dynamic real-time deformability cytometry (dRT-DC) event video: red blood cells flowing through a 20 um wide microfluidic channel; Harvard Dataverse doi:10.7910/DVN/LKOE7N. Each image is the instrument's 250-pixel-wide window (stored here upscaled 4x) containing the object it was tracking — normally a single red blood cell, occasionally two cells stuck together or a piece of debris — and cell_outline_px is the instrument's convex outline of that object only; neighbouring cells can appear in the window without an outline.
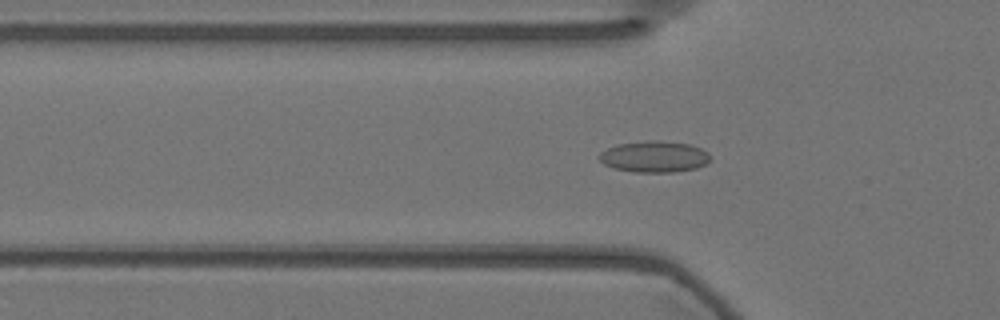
{"species": "Egyptian fruit bat (a non-hibernating species)", "species_latin": "Rousettus aegyptiacus", "temperature_condition": "warm", "stored_images_in_passage": 56, "camera_frame_rate_fps": 3000, "um_per_image_px": 0.085, "animal": {"sex": "female"}, "frame": {"image": 1, "passage_image": 18, "time_ms": 5.667, "image_size_px": [1000, 320], "cell_outline_px": [[708, 160], [704, 164], [696, 168], [672, 172], [632, 172], [612, 168], [604, 164], [600, 160], [600, 152], [616, 144], [652, 140], [656, 140], [688, 144], [700, 148], [708, 152]], "centroid_in_image_um": [55.57, 13.32], "position_along_channel_um": 70.2, "area_um2": 20.06}}
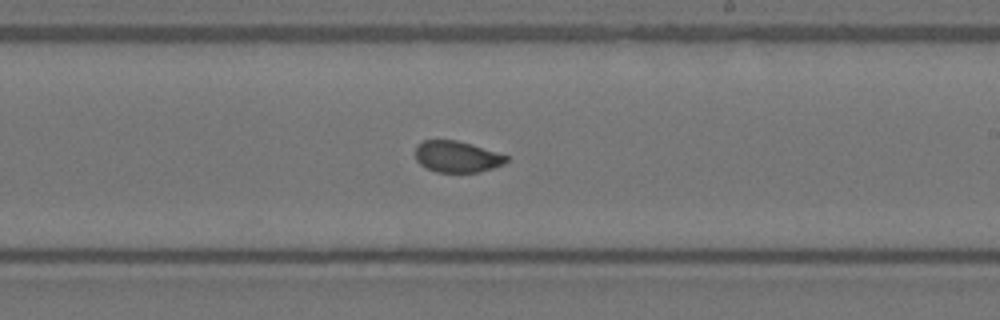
{"frame": {"image": 2, "passage_image": 33, "time_ms": 10.667, "image_size_px": [1000, 320], "cell_outline_px": [[508, 160], [504, 164], [480, 172], [436, 172], [424, 168], [416, 160], [416, 144], [424, 140], [456, 140], [472, 144], [508, 156]], "centroid_in_image_um": [38.82, 13.32], "position_along_channel_um": 250.2, "area_um2": 16.7}}
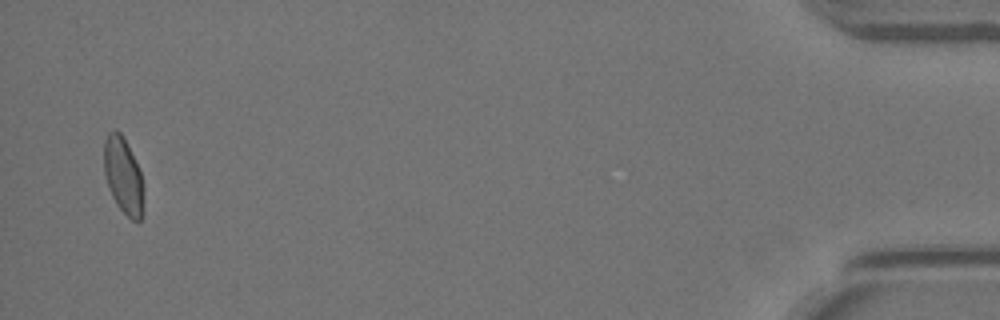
{"frame": {"image": 3, "passage_image": 55, "time_ms": 18.0, "image_size_px": [1000, 320], "cell_outline_px": [[144, 192], [140, 220], [132, 220], [116, 204], [112, 196], [104, 172], [104, 140], [108, 132], [112, 128], [116, 128], [120, 132], [140, 172], [144, 184]], "centroid_in_image_um": [10.46, 14.9], "position_along_channel_um": 424.7, "area_um2": 17.34}, "authors_computed_cell_mechanics": {"area_um2": 17.8891, "velocity_mm_per_s": 3.5793, "shape_relaxation_time_tau1_ms": 5.1703, "shape_relaxation_time_tau2_ms": 0.9095, "deformation_change_tau1": 0.1089, "deformation_change_tau2": 0.036}}